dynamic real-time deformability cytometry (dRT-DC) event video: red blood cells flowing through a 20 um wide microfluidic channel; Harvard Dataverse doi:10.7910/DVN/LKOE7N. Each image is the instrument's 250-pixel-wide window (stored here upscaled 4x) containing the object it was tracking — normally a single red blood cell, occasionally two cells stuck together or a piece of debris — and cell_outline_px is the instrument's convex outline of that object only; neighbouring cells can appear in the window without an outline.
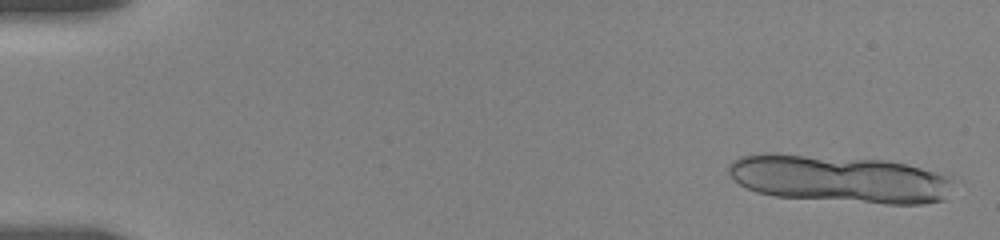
{"species": "human", "species_latin": "Homo sapiens", "temperature_condition": "room temperature", "stored_images_in_passage": 10, "segment_of_instrument_passage": [1, 2], "camera_frame_rate_fps": 3000, "um_per_image_px": 0.085, "donor": {"sex": "female"}, "frame": {"image": 1, "passage_image": 1, "time_ms": 0.0, "image_size_px": [1000, 240], "cell_outline_px": [[952, 180], [944, 200], [920, 204], [888, 204], [772, 196], [756, 192], [740, 184], [728, 172], [728, 164], [732, 160], [740, 156], [804, 156], [888, 160], [952, 172]], "centroid_in_image_um": [71.52, 15.23], "position_along_channel_um": 13.5, "area_um2": 61.79}}